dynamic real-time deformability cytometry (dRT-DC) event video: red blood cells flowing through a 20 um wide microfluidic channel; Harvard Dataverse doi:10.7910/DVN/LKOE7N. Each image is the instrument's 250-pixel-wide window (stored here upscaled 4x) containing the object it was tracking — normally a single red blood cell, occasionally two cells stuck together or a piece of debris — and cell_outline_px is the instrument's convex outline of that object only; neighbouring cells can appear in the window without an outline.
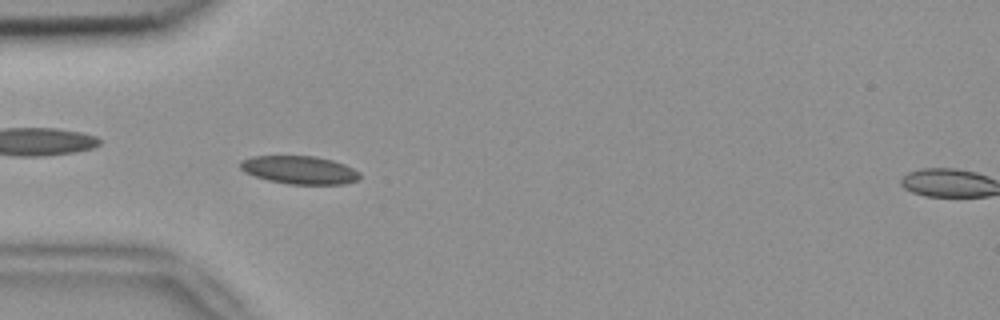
{"species": "common noctule bat (a hibernating species)", "species_latin": "Nyctalus noctula", "temperature_condition": "room temperature", "stored_images_in_passage": 13, "camera_frame_rate_fps": 3000, "um_per_image_px": 0.085, "animal": {"sex": "female", "body_mass_g": 18.4}, "frame": {"image": 1, "passage_image": 4, "time_ms": 1.0, "image_size_px": [1000, 320], "cell_outline_px": [[360, 176], [356, 180], [344, 184], [288, 184], [268, 180], [244, 172], [240, 168], [240, 160], [252, 156], [316, 156], [332, 160], [344, 164], [360, 172]], "centroid_in_image_um": [25.44, 14.44], "position_along_channel_um": 59.6, "area_um2": 19.54}}